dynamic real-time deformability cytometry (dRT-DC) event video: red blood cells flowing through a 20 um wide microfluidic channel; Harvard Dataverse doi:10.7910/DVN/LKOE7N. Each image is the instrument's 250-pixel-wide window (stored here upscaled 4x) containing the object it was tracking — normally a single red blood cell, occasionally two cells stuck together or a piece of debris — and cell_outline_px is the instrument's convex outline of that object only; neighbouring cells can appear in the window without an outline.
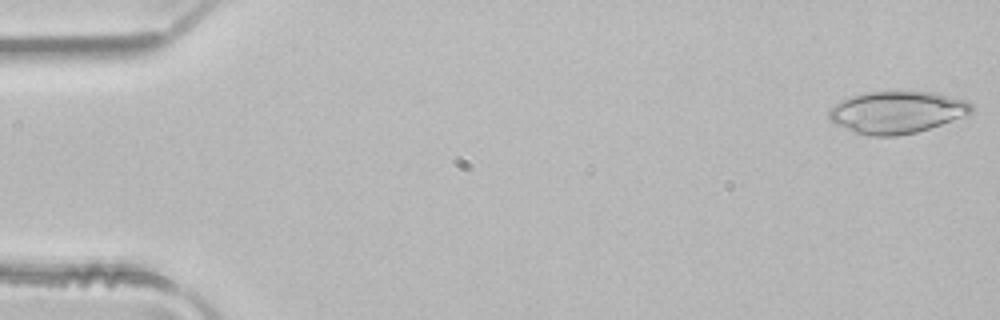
{"species": "common noctule bat (a hibernating species)", "species_latin": "Nyctalus noctula", "temperature_condition": "room temperature", "stored_images_in_passage": 4, "camera_frame_rate_fps": 3000, "um_per_image_px": 0.085, "animal": {"sex": "male", "body_mass_g": 21.5, "forearm_length_mm": 52.0}, "frame": {"image": 1, "passage_image": 1, "time_ms": 0.0, "image_size_px": [1000, 320], "cell_outline_px": [[976, 108], [968, 116], [916, 132], [896, 136], [872, 136], [856, 132], [836, 124], [828, 116], [828, 108], [840, 100], [864, 92], [936, 92], [964, 100], [972, 104]], "centroid_in_image_um": [76.27, 9.53], "position_along_channel_um": 8.7, "area_um2": 35.03}}